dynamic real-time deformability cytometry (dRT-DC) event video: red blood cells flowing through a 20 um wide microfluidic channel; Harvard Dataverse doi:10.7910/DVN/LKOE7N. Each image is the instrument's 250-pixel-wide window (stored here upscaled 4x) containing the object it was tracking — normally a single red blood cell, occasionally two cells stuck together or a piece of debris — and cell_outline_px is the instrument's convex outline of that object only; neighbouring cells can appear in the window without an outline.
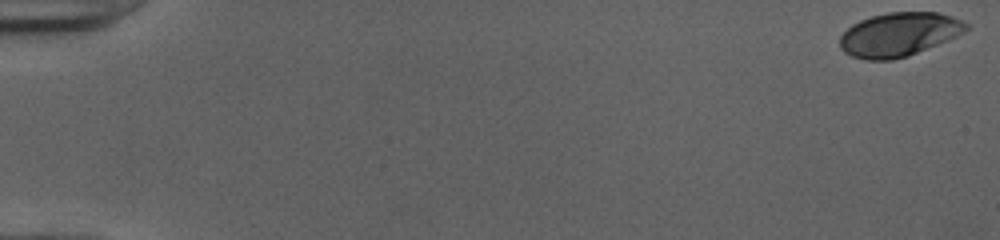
{"species": "human", "species_latin": "Homo sapiens", "temperature_condition": "cold", "stored_images_in_passage": 52, "camera_frame_rate_fps": 3000, "um_per_image_px": 0.085, "donor": {"sex": "female"}, "frame": {"image": 1, "passage_image": 1, "time_ms": 0.0, "image_size_px": [1000, 240], "cell_outline_px": [[968, 28], [964, 32], [948, 40], [908, 56], [892, 60], [868, 60], [852, 56], [844, 52], [840, 48], [840, 36], [852, 24], [860, 20], [872, 16], [888, 12], [936, 12], [952, 16], [968, 24]], "centroid_in_image_um": [76.4, 2.93], "position_along_channel_um": 8.6, "area_um2": 32.14}}
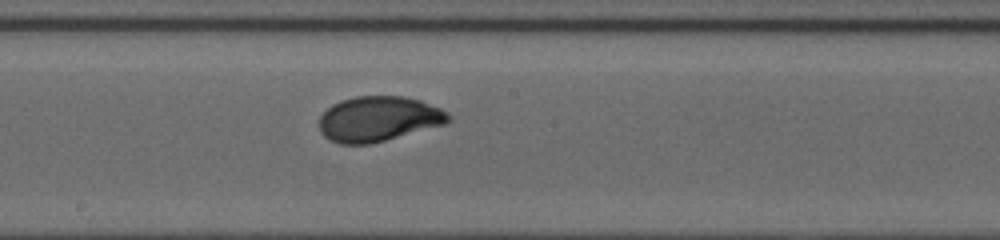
{"frame": {"image": 2, "passage_image": 30, "time_ms": 9.667, "image_size_px": [1000, 240], "cell_outline_px": [[452, 120], [444, 124], [384, 140], [368, 144], [340, 144], [324, 136], [320, 132], [320, 116], [332, 104], [340, 100], [356, 96], [404, 96], [420, 100], [440, 108], [448, 112], [452, 116]], "centroid_in_image_um": [32.18, 10.09], "position_along_channel_um": 216.0, "area_um2": 33.81}}
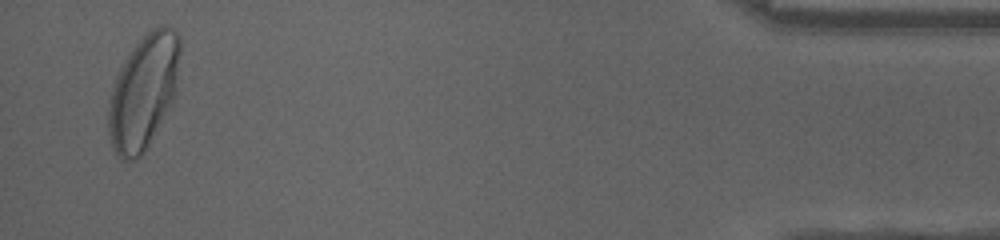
{"frame": {"image": 3, "passage_image": 51, "time_ms": 16.667, "image_size_px": [1000, 240], "cell_outline_px": [[180, 52], [176, 88], [172, 104], [144, 152], [140, 156], [132, 160], [120, 160], [116, 156], [112, 148], [108, 132], [108, 104], [112, 88], [116, 76], [132, 48], [152, 28], [160, 24], [164, 24], [172, 28], [180, 36]], "centroid_in_image_um": [12.2, 7.81], "position_along_channel_um": 423.0, "area_um2": 47.8}, "authors_computed_cell_mechanics": {"area_um2": 33.3506, "velocity_mm_per_s": 3.9836, "shape_relaxation_time_tau1_ms": 3.0941, "shape_relaxation_time_tau2_ms": null, "deformation_change_tau1": 0.1556, "deformation_change_tau2": null}}